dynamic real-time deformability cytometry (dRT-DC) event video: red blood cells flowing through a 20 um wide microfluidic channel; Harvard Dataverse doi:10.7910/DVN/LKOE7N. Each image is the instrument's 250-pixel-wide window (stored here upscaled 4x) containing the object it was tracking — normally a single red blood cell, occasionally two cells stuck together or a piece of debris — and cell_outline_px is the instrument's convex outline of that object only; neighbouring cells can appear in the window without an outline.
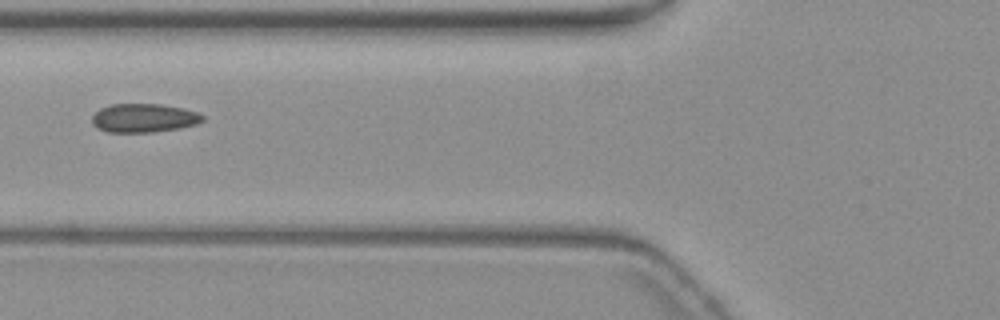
{"species": "common noctule bat (a hibernating species)", "species_latin": "Nyctalus noctula", "temperature_condition": "warm", "stored_images_in_passage": 6, "camera_frame_rate_fps": 3000, "um_per_image_px": 0.085, "animal": {"sex": "female", "body_mass_g": 19.3, "forearm_length_mm": 54.1}, "frame": {"image": 1, "passage_image": 6, "time_ms": 6.333, "image_size_px": [1000, 320], "cell_outline_px": [[204, 120], [196, 124], [176, 128], [152, 132], [108, 132], [96, 128], [92, 124], [92, 116], [100, 108], [112, 104], [160, 104], [184, 108], [196, 112], [204, 116]], "centroid_in_image_um": [12.2, 10.02], "position_along_channel_um": 113.6, "area_um2": 18.44}}